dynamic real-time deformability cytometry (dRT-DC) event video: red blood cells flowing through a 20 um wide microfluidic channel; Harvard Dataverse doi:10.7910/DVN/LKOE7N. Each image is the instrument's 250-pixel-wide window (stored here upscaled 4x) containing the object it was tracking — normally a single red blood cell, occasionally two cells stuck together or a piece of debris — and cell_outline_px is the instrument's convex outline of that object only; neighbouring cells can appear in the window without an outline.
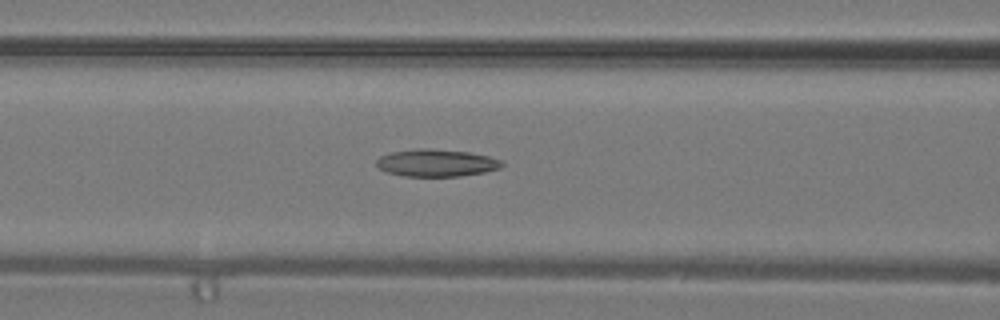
{"species": "common noctule bat (a hibernating species)", "species_latin": "Nyctalus noctula", "temperature_condition": "warm", "stored_images_in_passage": 25, "camera_frame_rate_fps": 3000, "um_per_image_px": 0.085, "animal": {"sex": "male", "body_mass_g": 19.2, "forearm_length_mm": 51.8}, "frame": {"image": 1, "passage_image": 5, "time_ms": 1.333, "image_size_px": [1000, 320], "cell_outline_px": [[504, 164], [500, 168], [484, 172], [460, 176], [404, 176], [388, 172], [380, 168], [376, 164], [376, 160], [380, 156], [392, 152], [416, 148], [432, 148], [468, 152], [488, 156], [500, 160]], "centroid_in_image_um": [37.09, 13.84], "position_along_channel_um": 129.5, "area_um2": 19.88}}
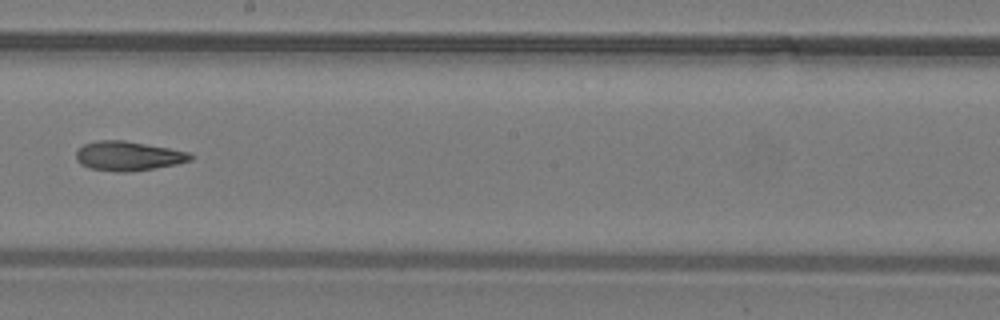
{"frame": {"image": 2, "passage_image": 11, "time_ms": 3.333, "image_size_px": [1000, 320], "cell_outline_px": [[192, 160], [176, 164], [152, 168], [124, 172], [116, 172], [88, 168], [80, 164], [76, 160], [76, 152], [84, 144], [100, 140], [124, 140], [168, 148], [188, 152], [192, 156]], "centroid_in_image_um": [10.85, 13.26], "position_along_channel_um": 237.3, "area_um2": 19.36}}
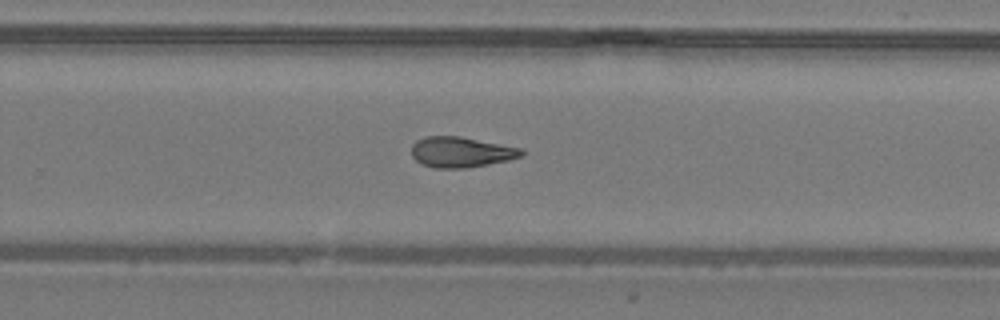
{"frame": {"image": 3, "passage_image": 14, "time_ms": 4.333, "image_size_px": [1000, 320], "cell_outline_px": [[524, 152], [520, 156], [508, 160], [468, 168], [436, 168], [424, 164], [416, 160], [412, 156], [412, 144], [416, 140], [424, 136], [460, 136], [520, 148]], "centroid_in_image_um": [39.15, 12.92], "position_along_channel_um": 290.7, "area_um2": 19.36}}